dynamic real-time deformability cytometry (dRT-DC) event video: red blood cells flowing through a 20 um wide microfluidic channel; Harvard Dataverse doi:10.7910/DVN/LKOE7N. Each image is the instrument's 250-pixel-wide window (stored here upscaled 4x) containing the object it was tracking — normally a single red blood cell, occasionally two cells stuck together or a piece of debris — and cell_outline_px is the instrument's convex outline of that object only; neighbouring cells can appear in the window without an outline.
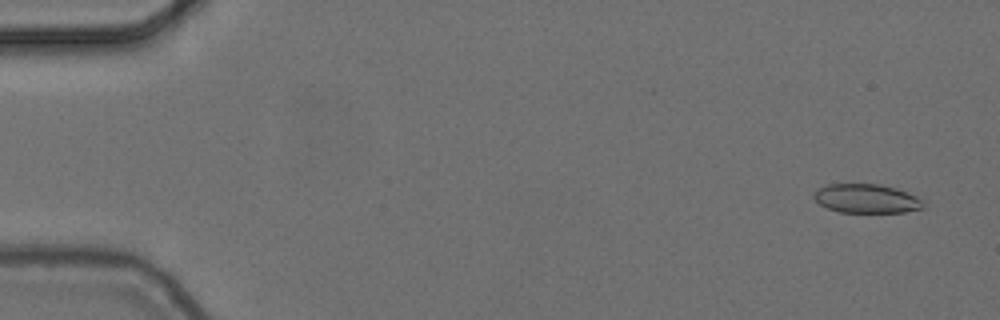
{"species": "common noctule bat (a hibernating species)", "species_latin": "Nyctalus noctula", "temperature_condition": "cold", "stored_images_in_passage": 5, "camera_frame_rate_fps": 3000, "um_per_image_px": 0.085, "animal": {"sex": "female", "body_mass_g": 24.6, "forearm_length_mm": 56.2}, "frame": {"image": 1, "passage_image": 1, "time_ms": 0.0, "image_size_px": [1000, 320], "cell_outline_px": [[928, 200], [924, 208], [904, 212], [840, 212], [828, 208], [820, 204], [812, 196], [816, 188], [828, 184], [880, 184], [896, 188], [924, 196]], "centroid_in_image_um": [73.77, 16.87], "position_along_channel_um": 11.2, "area_um2": 19.07}}
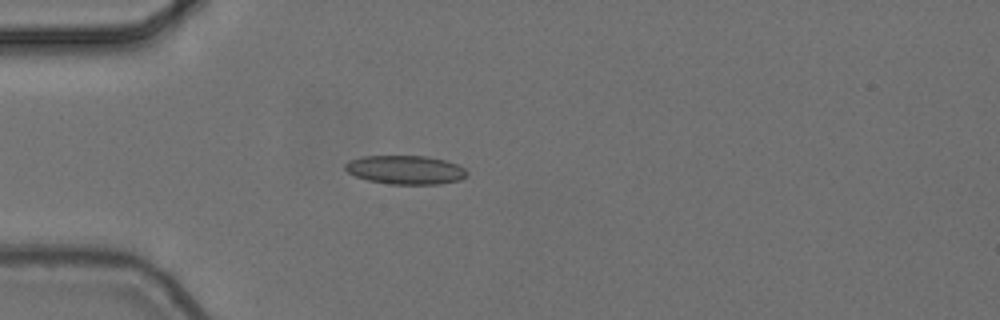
{"frame": {"image": 2, "passage_image": 4, "time_ms": 1.0, "image_size_px": [1000, 320], "cell_outline_px": [[468, 176], [460, 180], [440, 184], [388, 184], [368, 180], [356, 176], [348, 172], [344, 168], [344, 164], [348, 160], [364, 156], [428, 156], [444, 160], [456, 164], [464, 168], [468, 172]], "centroid_in_image_um": [34.47, 14.44], "position_along_channel_um": 50.5, "area_um2": 20.52}}